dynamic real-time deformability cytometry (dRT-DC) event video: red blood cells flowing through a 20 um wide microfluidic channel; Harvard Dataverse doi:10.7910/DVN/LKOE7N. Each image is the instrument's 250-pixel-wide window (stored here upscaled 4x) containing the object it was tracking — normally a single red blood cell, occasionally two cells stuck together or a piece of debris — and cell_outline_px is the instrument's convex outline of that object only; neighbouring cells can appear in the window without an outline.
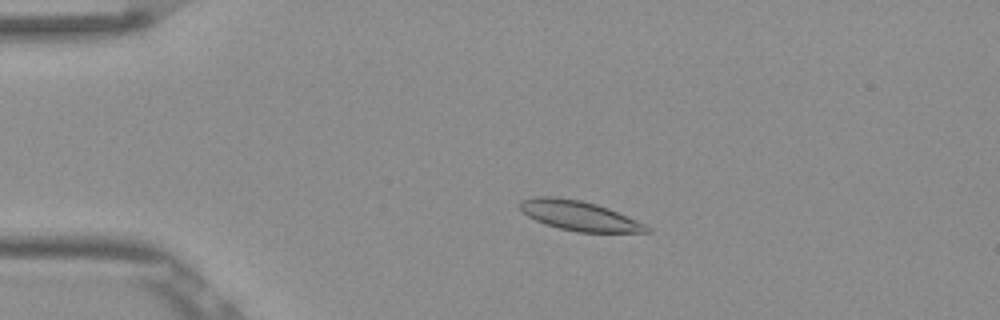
{"species": "Egyptian fruit bat (a non-hibernating species)", "species_latin": "Rousettus aegyptiacus", "temperature_condition": "room temperature", "stored_images_in_passage": 53, "camera_frame_rate_fps": 3000, "um_per_image_px": 0.085, "frame": {"image": 1, "passage_image": 11, "time_ms": 3.333, "image_size_px": [1000, 320], "cell_outline_px": [[652, 232], [576, 232], [544, 224], [528, 216], [520, 208], [520, 200], [532, 196], [552, 196], [580, 200], [596, 204], [608, 208], [644, 224], [652, 228]], "centroid_in_image_um": [49.2, 18.33], "position_along_channel_um": 35.8, "area_um2": 21.79}}
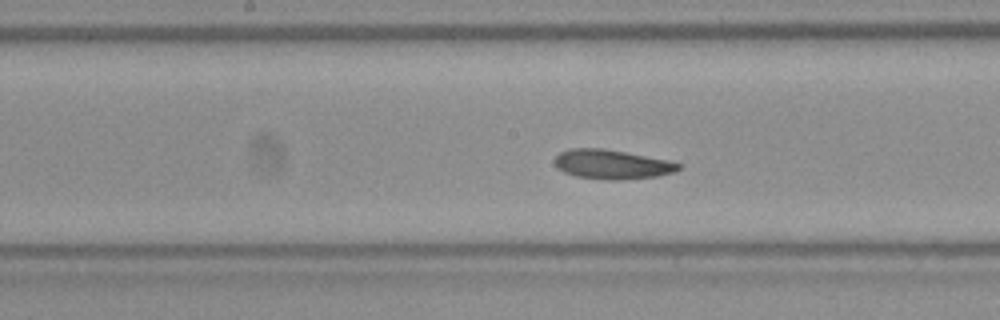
{"frame": {"image": 2, "passage_image": 27, "time_ms": 8.667, "image_size_px": [1000, 320], "cell_outline_px": [[680, 168], [672, 172], [656, 176], [616, 180], [608, 180], [576, 176], [564, 172], [556, 168], [556, 156], [560, 152], [568, 148], [604, 148], [668, 160], [680, 164]], "centroid_in_image_um": [51.97, 13.96], "position_along_channel_um": 196.2, "area_um2": 20.98}}
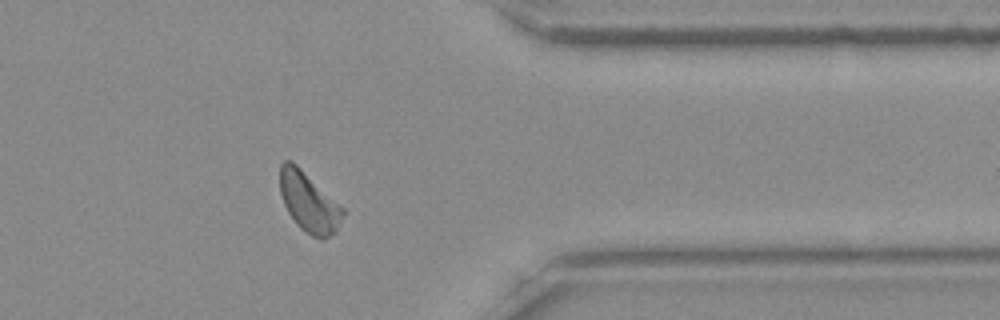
{"frame": {"image": 3, "passage_image": 43, "time_ms": 14.0, "image_size_px": [1000, 320], "cell_outline_px": [[344, 216], [336, 232], [324, 240], [320, 240], [312, 236], [300, 228], [296, 224], [288, 212], [284, 204], [280, 192], [280, 164], [284, 160], [292, 160], [344, 208]], "centroid_in_image_um": [26.26, 17.2], "position_along_channel_um": 385.1, "area_um2": 22.02}, "authors_computed_cell_mechanics": {"area_um2": 21.386, "velocity_mm_per_s": 3.7902, "shape_relaxation_time_tau1_ms": 4.6319, "shape_relaxation_time_tau2_ms": 3.1166, "deformation_change_tau1": 0.1044, "deformation_change_tau2": 0.1052}}